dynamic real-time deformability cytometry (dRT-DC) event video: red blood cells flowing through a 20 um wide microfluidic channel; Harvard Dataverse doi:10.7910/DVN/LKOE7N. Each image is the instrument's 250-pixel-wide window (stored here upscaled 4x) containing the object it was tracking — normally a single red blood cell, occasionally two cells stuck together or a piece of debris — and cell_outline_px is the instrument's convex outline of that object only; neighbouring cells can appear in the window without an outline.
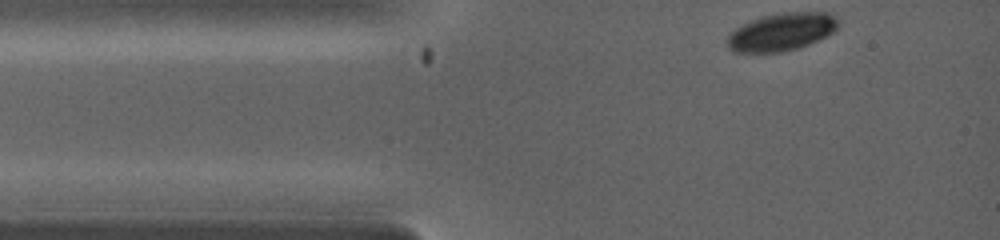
{"species": "common noctule bat (a hibernating species)", "species_latin": "Nyctalus noctula", "temperature_condition": "warm", "stored_images_in_passage": 7, "camera_frame_rate_fps": 5000, "um_per_image_px": 0.085, "animal": {"sex": "female", "body_mass_g": 19.0, "forearm_length_mm": 53.3}, "frame": {"image": 1, "passage_image": 1, "time_ms": 0.0, "image_size_px": [1000, 240], "cell_outline_px": [[840, 24], [832, 32], [808, 44], [784, 52], [732, 52], [724, 44], [724, 40], [728, 32], [752, 20], [764, 16], [788, 12], [824, 12], [836, 16]], "centroid_in_image_um": [66.36, 2.72], "position_along_channel_um": 18.6, "area_um2": 24.39}}
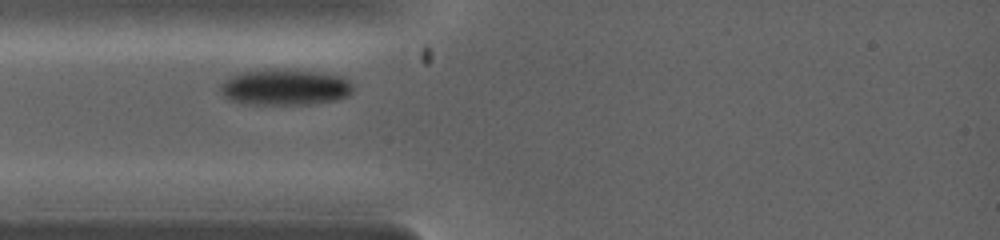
{"frame": {"image": 2, "passage_image": 6, "time_ms": 1.4, "image_size_px": [1000, 240], "cell_outline_px": [[352, 92], [336, 100], [304, 104], [248, 104], [232, 100], [220, 88], [220, 84], [224, 80], [236, 72], [276, 68], [320, 72], [344, 76], [352, 84]], "centroid_in_image_um": [24.23, 7.38], "position_along_channel_um": 60.8, "area_um2": 27.8}}
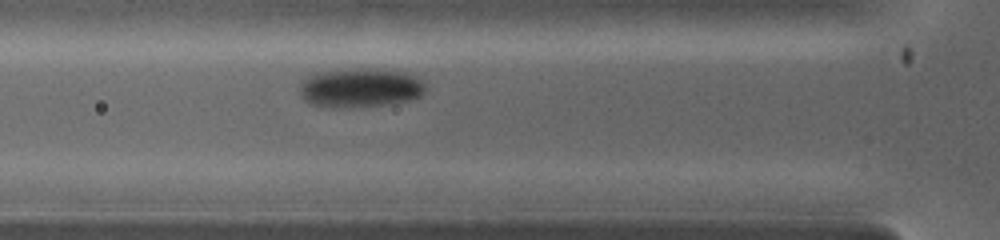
{"frame": {"image": 3, "passage_image": 7, "time_ms": 2.0, "image_size_px": [1000, 240], "cell_outline_px": [[424, 92], [420, 96], [408, 100], [388, 104], [312, 104], [304, 100], [300, 92], [300, 80], [308, 76], [320, 72], [368, 68], [404, 72], [420, 80], [424, 84]], "centroid_in_image_um": [30.63, 7.41], "position_along_channel_um": 95.2, "area_um2": 27.17}}